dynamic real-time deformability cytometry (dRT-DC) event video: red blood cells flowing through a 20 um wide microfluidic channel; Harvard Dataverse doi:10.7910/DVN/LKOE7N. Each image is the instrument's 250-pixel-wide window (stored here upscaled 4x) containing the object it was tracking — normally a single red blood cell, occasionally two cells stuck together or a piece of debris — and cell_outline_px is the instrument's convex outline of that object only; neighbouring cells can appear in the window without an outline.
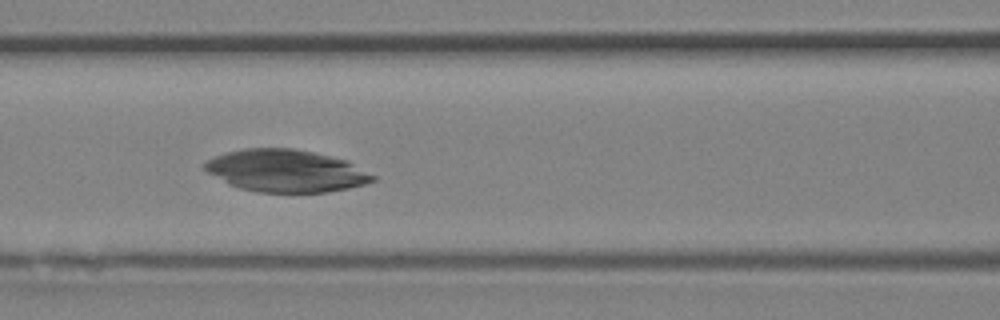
{"species": "Egyptian fruit bat (a non-hibernating species)", "species_latin": "Rousettus aegyptiacus", "temperature_condition": "room temperature", "stored_images_in_passage": 33, "camera_frame_rate_fps": 3000, "um_per_image_px": 0.085, "animal": {"sex": "female"}, "frame": {"image": 1, "passage_image": 13, "time_ms": 4.0, "image_size_px": [1000, 320], "cell_outline_px": [[376, 180], [364, 184], [348, 188], [328, 192], [256, 192], [240, 188], [228, 184], [208, 172], [204, 168], [204, 164], [208, 160], [216, 156], [228, 152], [244, 148], [292, 148], [312, 152], [348, 160], [376, 176]], "centroid_in_image_um": [24.33, 14.52], "position_along_channel_um": 142.3, "area_um2": 41.27}}
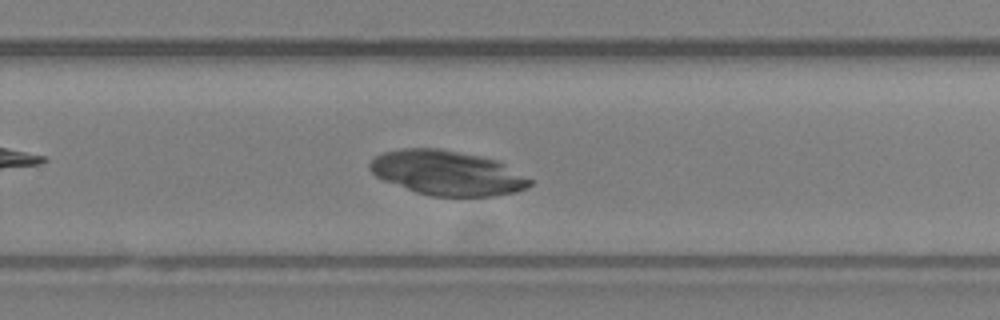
{"frame": {"image": 2, "passage_image": 21, "time_ms": 6.667, "image_size_px": [1000, 320], "cell_outline_px": [[532, 184], [516, 192], [492, 196], [432, 196], [416, 192], [384, 180], [376, 176], [368, 168], [368, 164], [380, 152], [400, 148], [436, 148], [480, 156], [496, 160], [504, 164], [532, 180]], "centroid_in_image_um": [37.97, 14.69], "position_along_channel_um": 291.8, "area_um2": 41.38}}